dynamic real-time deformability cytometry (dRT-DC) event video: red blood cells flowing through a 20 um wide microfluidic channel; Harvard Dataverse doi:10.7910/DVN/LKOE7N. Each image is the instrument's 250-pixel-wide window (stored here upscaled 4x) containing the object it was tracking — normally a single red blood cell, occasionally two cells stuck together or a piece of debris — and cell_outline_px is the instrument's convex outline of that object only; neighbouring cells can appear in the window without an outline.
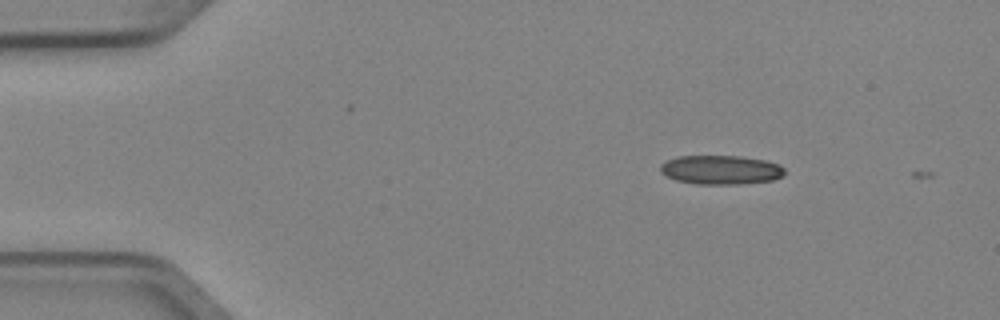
{"species": "Egyptian fruit bat (a non-hibernating species)", "species_latin": "Rousettus aegyptiacus", "temperature_condition": "cold", "stored_images_in_passage": 3, "camera_frame_rate_fps": 3000, "um_per_image_px": 0.085, "animal": {"sex": "female"}, "frame": {"image": 1, "passage_image": 1, "time_ms": 0.0, "image_size_px": [1000, 320], "cell_outline_px": [[784, 176], [772, 180], [740, 184], [696, 184], [676, 180], [660, 172], [660, 164], [676, 156], [740, 156], [768, 160], [780, 164], [784, 168]], "centroid_in_image_um": [61.3, 14.43], "position_along_channel_um": 23.7, "area_um2": 21.21}}
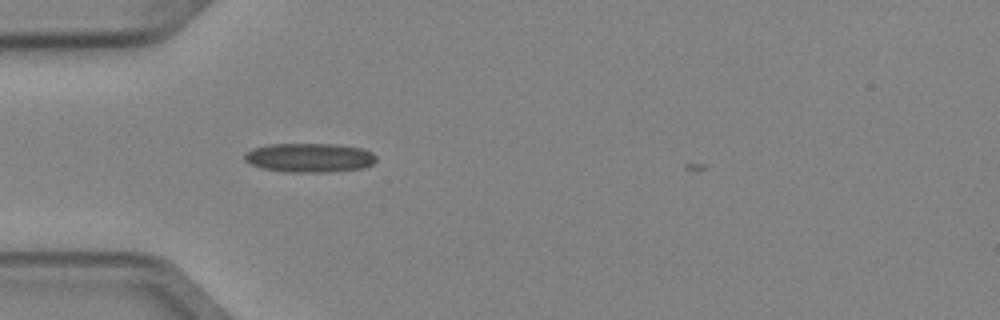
{"frame": {"image": 2, "passage_image": 3, "time_ms": 0.667, "image_size_px": [1000, 320], "cell_outline_px": [[376, 160], [372, 164], [364, 168], [328, 172], [284, 172], [264, 168], [252, 164], [244, 160], [244, 152], [252, 148], [268, 144], [332, 144], [360, 148], [372, 152], [376, 156]], "centroid_in_image_um": [26.29, 13.4], "position_along_channel_um": 58.7, "area_um2": 22.37}}